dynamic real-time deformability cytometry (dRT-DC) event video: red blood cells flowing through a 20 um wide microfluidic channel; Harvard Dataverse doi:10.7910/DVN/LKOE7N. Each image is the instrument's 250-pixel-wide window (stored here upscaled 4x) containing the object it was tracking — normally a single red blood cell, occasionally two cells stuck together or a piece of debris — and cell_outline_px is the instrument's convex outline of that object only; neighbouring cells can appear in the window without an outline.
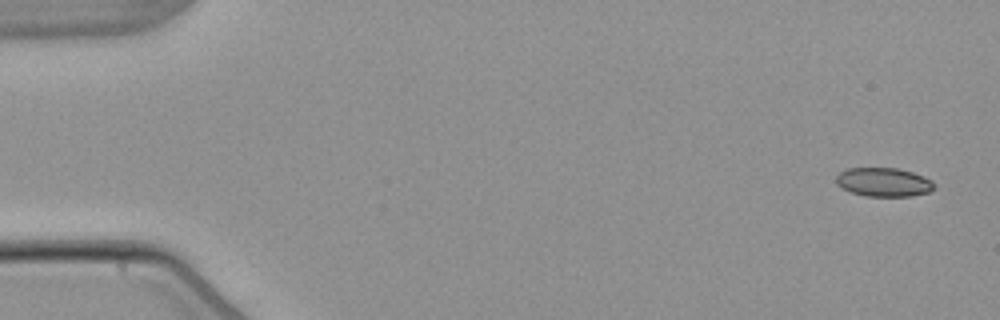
{"species": "common noctule bat (a hibernating species)", "species_latin": "Nyctalus noctula", "temperature_condition": "warm", "stored_images_in_passage": 4, "camera_frame_rate_fps": 3000, "um_per_image_px": 0.085, "animal": {"sex": "male", "body_mass_g": 21.5, "forearm_length_mm": 52.0}, "frame": {"image": 1, "passage_image": 1, "time_ms": 0.0, "image_size_px": [1000, 320], "cell_outline_px": [[936, 184], [928, 192], [912, 196], [864, 196], [852, 192], [836, 184], [836, 176], [840, 172], [848, 168], [896, 168], [912, 172], [924, 176], [932, 180]], "centroid_in_image_um": [75.12, 15.48], "position_along_channel_um": 9.9, "area_um2": 16.42}}
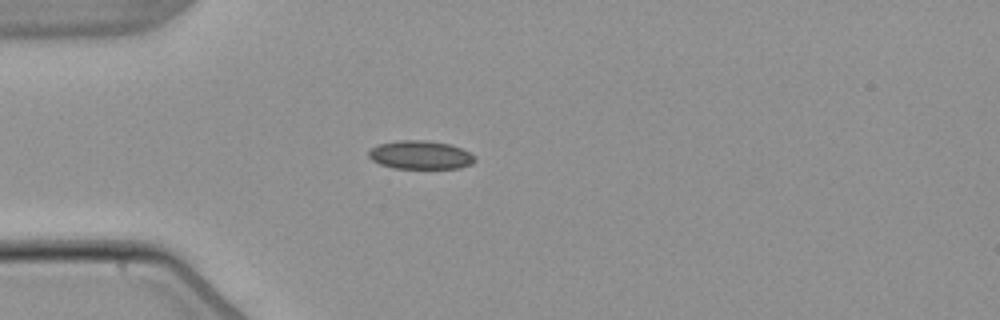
{"frame": {"image": 2, "passage_image": 4, "time_ms": 4.333, "image_size_px": [1000, 320], "cell_outline_px": [[476, 160], [472, 164], [460, 168], [396, 168], [380, 164], [372, 160], [368, 156], [368, 152], [372, 148], [380, 144], [400, 140], [428, 140], [448, 144], [460, 148], [476, 156]], "centroid_in_image_um": [35.76, 13.17], "position_along_channel_um": 49.2, "area_um2": 17.51}}